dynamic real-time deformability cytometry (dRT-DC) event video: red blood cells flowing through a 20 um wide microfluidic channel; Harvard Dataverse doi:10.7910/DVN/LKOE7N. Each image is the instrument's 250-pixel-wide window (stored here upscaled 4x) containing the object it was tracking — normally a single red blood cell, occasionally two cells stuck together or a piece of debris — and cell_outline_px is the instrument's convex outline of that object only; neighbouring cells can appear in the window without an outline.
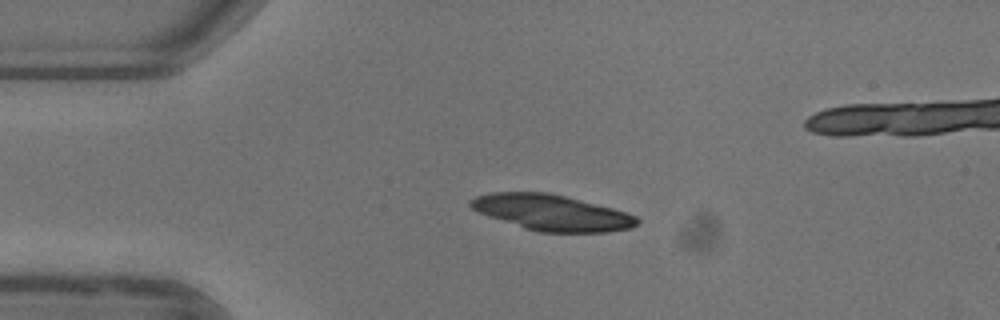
{"species": "common noctule bat (a hibernating species)", "species_latin": "Nyctalus noctula", "temperature_condition": "warm", "stored_images_in_passage": 42, "camera_frame_rate_fps": 3000, "um_per_image_px": 0.085, "animal": {"sex": "female"}, "frame": {"image": 1, "passage_image": 1, "time_ms": 0.0, "image_size_px": [1000, 320], "cell_outline_px": [[640, 224], [632, 228], [608, 232], [540, 232], [524, 228], [488, 216], [472, 208], [468, 204], [468, 200], [476, 196], [492, 192], [548, 192], [628, 212], [636, 216], [640, 220]], "centroid_in_image_um": [46.92, 18.07], "position_along_channel_um": 38.1, "area_um2": 34.74}}